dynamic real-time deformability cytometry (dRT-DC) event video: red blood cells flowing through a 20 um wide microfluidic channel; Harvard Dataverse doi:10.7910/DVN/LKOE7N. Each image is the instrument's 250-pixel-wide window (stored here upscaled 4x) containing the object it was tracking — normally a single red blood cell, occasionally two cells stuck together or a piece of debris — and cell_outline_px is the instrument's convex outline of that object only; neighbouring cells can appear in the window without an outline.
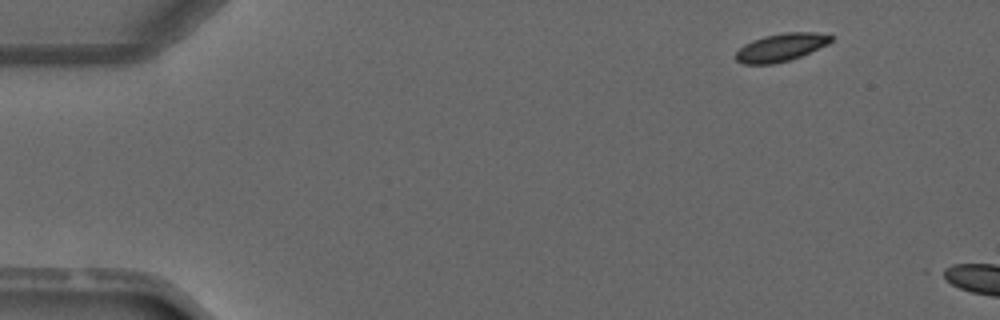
{"species": "common noctule bat (a hibernating species)", "species_latin": "Nyctalus noctula", "temperature_condition": "warm", "stored_images_in_passage": 3, "camera_frame_rate_fps": 3000, "um_per_image_px": 0.085, "animal": {"sex": "male", "forearm_length_mm": 52.5}, "frame": {"image": 1, "passage_image": 1, "time_ms": 0.0, "image_size_px": [1000, 320], "cell_outline_px": [[832, 40], [828, 44], [800, 56], [776, 64], [744, 64], [736, 60], [736, 52], [744, 44], [752, 40], [764, 36], [784, 32], [816, 32], [832, 36]], "centroid_in_image_um": [66.36, 4.02], "position_along_channel_um": 18.6, "area_um2": 15.37}}